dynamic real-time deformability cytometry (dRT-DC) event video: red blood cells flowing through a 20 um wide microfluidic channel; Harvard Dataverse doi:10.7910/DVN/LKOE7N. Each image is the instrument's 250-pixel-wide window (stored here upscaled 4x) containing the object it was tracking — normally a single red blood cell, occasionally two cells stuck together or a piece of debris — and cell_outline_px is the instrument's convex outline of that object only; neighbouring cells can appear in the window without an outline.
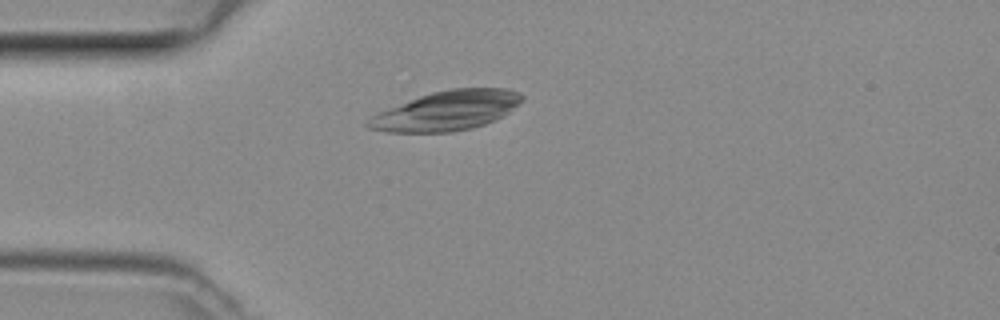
{"species": "common noctule bat (a hibernating species)", "species_latin": "Nyctalus noctula", "temperature_condition": "room temperature", "stored_images_in_passage": 38, "camera_frame_rate_fps": 3000, "um_per_image_px": 0.085, "animal": {"sex": "female", "body_mass_g": 29.2, "forearm_length_mm": 56.3}, "frame": {"image": 1, "passage_image": 3, "time_ms": 0.667, "image_size_px": [1000, 320], "cell_outline_px": [[524, 100], [508, 112], [484, 124], [472, 128], [452, 132], [388, 132], [368, 128], [364, 124], [376, 112], [420, 96], [432, 92], [452, 88], [508, 88], [520, 92], [524, 96]], "centroid_in_image_um": [37.96, 9.4], "position_along_channel_um": 47.0, "area_um2": 35.32}}
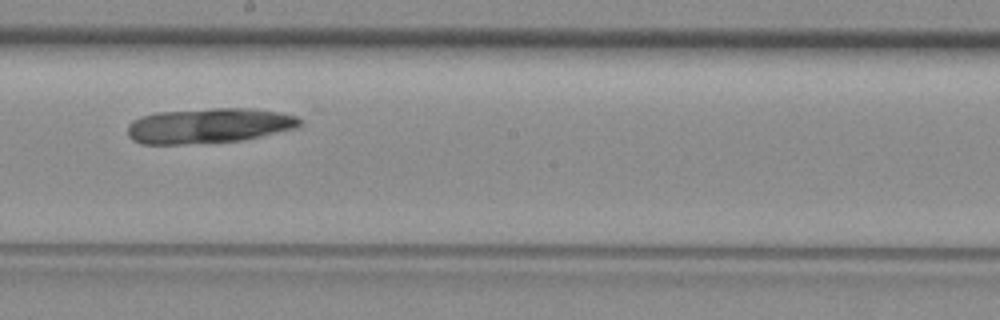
{"frame": {"image": 2, "passage_image": 17, "time_ms": 5.333, "image_size_px": [1000, 320], "cell_outline_px": [[304, 120], [296, 128], [240, 140], [180, 144], [140, 144], [132, 140], [128, 136], [128, 124], [132, 120], [140, 116], [156, 112], [212, 108], [252, 108], [280, 112], [300, 116]], "centroid_in_image_um": [17.74, 10.66], "position_along_channel_um": 230.5, "area_um2": 35.37}}
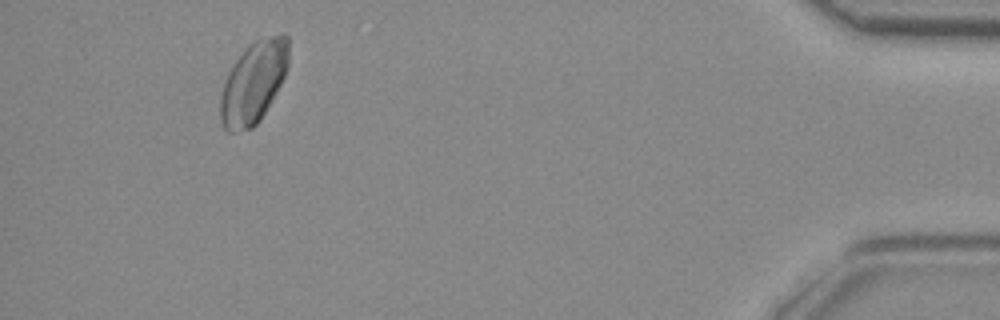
{"frame": {"image": 3, "passage_image": 35, "time_ms": 11.333, "image_size_px": [1000, 320], "cell_outline_px": [[288, 68], [280, 84], [260, 120], [252, 128], [232, 132], [228, 132], [224, 128], [220, 120], [220, 100], [224, 84], [228, 72], [232, 64], [244, 48], [256, 40], [284, 32], [288, 36]], "centroid_in_image_um": [21.54, 6.98], "position_along_channel_um": 413.7, "area_um2": 32.43}}